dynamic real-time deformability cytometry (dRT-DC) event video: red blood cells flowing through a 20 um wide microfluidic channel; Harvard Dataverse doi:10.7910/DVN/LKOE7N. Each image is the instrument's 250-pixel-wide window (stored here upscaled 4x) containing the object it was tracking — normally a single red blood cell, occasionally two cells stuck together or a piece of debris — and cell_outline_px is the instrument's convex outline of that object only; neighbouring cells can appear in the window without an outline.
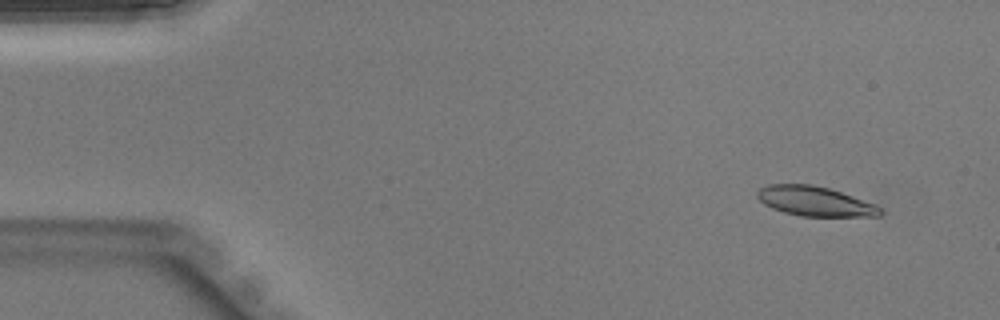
{"species": "Egyptian fruit bat (a non-hibernating species)", "species_latin": "Rousettus aegyptiacus", "temperature_condition": "warm", "stored_images_in_passage": 12, "segment_of_instrument_passage": [1, 2], "camera_frame_rate_fps": 3000, "um_per_image_px": 0.085, "animal": {"sex": "male"}, "frame": {"image": 1, "passage_image": 3, "time_ms": 0.667, "image_size_px": [1000, 320], "cell_outline_px": [[864, 204], [860, 212], [844, 216], [816, 216], [792, 212], [780, 208], [800, 188], [820, 188], [836, 192], [856, 200]], "centroid_in_image_um": [69.86, 17.28], "position_along_channel_um": 15.1, "area_um2": 12.02}}